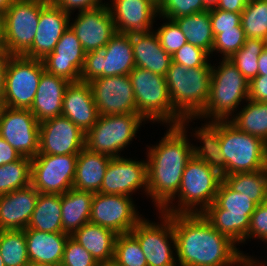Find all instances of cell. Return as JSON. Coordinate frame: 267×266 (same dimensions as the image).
Here are the masks:
<instances>
[{"mask_svg": "<svg viewBox=\"0 0 267 266\" xmlns=\"http://www.w3.org/2000/svg\"><path fill=\"white\" fill-rule=\"evenodd\" d=\"M178 266H246V255L202 214H172Z\"/></svg>", "mask_w": 267, "mask_h": 266, "instance_id": "6da1fadb", "label": "cell"}, {"mask_svg": "<svg viewBox=\"0 0 267 266\" xmlns=\"http://www.w3.org/2000/svg\"><path fill=\"white\" fill-rule=\"evenodd\" d=\"M0 255L5 266L30 263L24 230H0Z\"/></svg>", "mask_w": 267, "mask_h": 266, "instance_id": "8d00e7d4", "label": "cell"}, {"mask_svg": "<svg viewBox=\"0 0 267 266\" xmlns=\"http://www.w3.org/2000/svg\"><path fill=\"white\" fill-rule=\"evenodd\" d=\"M25 266H43V265H39V264H34V263H28Z\"/></svg>", "mask_w": 267, "mask_h": 266, "instance_id": "be15d7a7", "label": "cell"}, {"mask_svg": "<svg viewBox=\"0 0 267 266\" xmlns=\"http://www.w3.org/2000/svg\"><path fill=\"white\" fill-rule=\"evenodd\" d=\"M39 125L29 109L6 106L0 120V136L21 156L32 159L39 149Z\"/></svg>", "mask_w": 267, "mask_h": 266, "instance_id": "e0dca14e", "label": "cell"}, {"mask_svg": "<svg viewBox=\"0 0 267 266\" xmlns=\"http://www.w3.org/2000/svg\"><path fill=\"white\" fill-rule=\"evenodd\" d=\"M111 158L84 147L77 157L73 188L98 193Z\"/></svg>", "mask_w": 267, "mask_h": 266, "instance_id": "f1b7e54d", "label": "cell"}, {"mask_svg": "<svg viewBox=\"0 0 267 266\" xmlns=\"http://www.w3.org/2000/svg\"><path fill=\"white\" fill-rule=\"evenodd\" d=\"M113 260L120 266H148L138 240L130 232L117 235Z\"/></svg>", "mask_w": 267, "mask_h": 266, "instance_id": "60d3db41", "label": "cell"}, {"mask_svg": "<svg viewBox=\"0 0 267 266\" xmlns=\"http://www.w3.org/2000/svg\"><path fill=\"white\" fill-rule=\"evenodd\" d=\"M209 15L214 37L222 30L235 29L241 23V13L212 8Z\"/></svg>", "mask_w": 267, "mask_h": 266, "instance_id": "7dc6e473", "label": "cell"}, {"mask_svg": "<svg viewBox=\"0 0 267 266\" xmlns=\"http://www.w3.org/2000/svg\"><path fill=\"white\" fill-rule=\"evenodd\" d=\"M108 7L118 33L149 32L158 16L157 4L152 0H113Z\"/></svg>", "mask_w": 267, "mask_h": 266, "instance_id": "603a6c76", "label": "cell"}, {"mask_svg": "<svg viewBox=\"0 0 267 266\" xmlns=\"http://www.w3.org/2000/svg\"><path fill=\"white\" fill-rule=\"evenodd\" d=\"M98 266H120V265H118L114 260H112V261H109V262L99 263Z\"/></svg>", "mask_w": 267, "mask_h": 266, "instance_id": "94428289", "label": "cell"}, {"mask_svg": "<svg viewBox=\"0 0 267 266\" xmlns=\"http://www.w3.org/2000/svg\"><path fill=\"white\" fill-rule=\"evenodd\" d=\"M152 1H154L156 4H158L160 0H152Z\"/></svg>", "mask_w": 267, "mask_h": 266, "instance_id": "03108f58", "label": "cell"}, {"mask_svg": "<svg viewBox=\"0 0 267 266\" xmlns=\"http://www.w3.org/2000/svg\"><path fill=\"white\" fill-rule=\"evenodd\" d=\"M117 235L108 228L88 222L71 237L81 244L98 263H102L114 259Z\"/></svg>", "mask_w": 267, "mask_h": 266, "instance_id": "f546056e", "label": "cell"}, {"mask_svg": "<svg viewBox=\"0 0 267 266\" xmlns=\"http://www.w3.org/2000/svg\"><path fill=\"white\" fill-rule=\"evenodd\" d=\"M49 0H16L3 15L1 47L9 55H23L36 35L39 15Z\"/></svg>", "mask_w": 267, "mask_h": 266, "instance_id": "30bf717a", "label": "cell"}, {"mask_svg": "<svg viewBox=\"0 0 267 266\" xmlns=\"http://www.w3.org/2000/svg\"><path fill=\"white\" fill-rule=\"evenodd\" d=\"M188 43L212 54L214 35L212 32L209 10L173 19Z\"/></svg>", "mask_w": 267, "mask_h": 266, "instance_id": "836d02e7", "label": "cell"}, {"mask_svg": "<svg viewBox=\"0 0 267 266\" xmlns=\"http://www.w3.org/2000/svg\"><path fill=\"white\" fill-rule=\"evenodd\" d=\"M221 181L222 176L216 169L192 156L185 166L176 195L179 198L177 201L179 207L166 205L160 212L165 214H201L214 202ZM196 206H199L200 209Z\"/></svg>", "mask_w": 267, "mask_h": 266, "instance_id": "277c9868", "label": "cell"}, {"mask_svg": "<svg viewBox=\"0 0 267 266\" xmlns=\"http://www.w3.org/2000/svg\"><path fill=\"white\" fill-rule=\"evenodd\" d=\"M141 187L147 195V161H136L119 156L110 159L98 193L130 197Z\"/></svg>", "mask_w": 267, "mask_h": 266, "instance_id": "d6986e66", "label": "cell"}, {"mask_svg": "<svg viewBox=\"0 0 267 266\" xmlns=\"http://www.w3.org/2000/svg\"><path fill=\"white\" fill-rule=\"evenodd\" d=\"M256 206L250 198L221 181L214 202L201 214L219 233L238 244L245 242Z\"/></svg>", "mask_w": 267, "mask_h": 266, "instance_id": "5b68a950", "label": "cell"}, {"mask_svg": "<svg viewBox=\"0 0 267 266\" xmlns=\"http://www.w3.org/2000/svg\"><path fill=\"white\" fill-rule=\"evenodd\" d=\"M246 38L267 40V0H251L241 13Z\"/></svg>", "mask_w": 267, "mask_h": 266, "instance_id": "ab89813d", "label": "cell"}, {"mask_svg": "<svg viewBox=\"0 0 267 266\" xmlns=\"http://www.w3.org/2000/svg\"><path fill=\"white\" fill-rule=\"evenodd\" d=\"M85 147V133L70 119L60 115L39 125L37 154L78 155Z\"/></svg>", "mask_w": 267, "mask_h": 266, "instance_id": "ac0fdd59", "label": "cell"}, {"mask_svg": "<svg viewBox=\"0 0 267 266\" xmlns=\"http://www.w3.org/2000/svg\"><path fill=\"white\" fill-rule=\"evenodd\" d=\"M96 259L71 236L68 237L60 266H98Z\"/></svg>", "mask_w": 267, "mask_h": 266, "instance_id": "f6af8a7d", "label": "cell"}, {"mask_svg": "<svg viewBox=\"0 0 267 266\" xmlns=\"http://www.w3.org/2000/svg\"><path fill=\"white\" fill-rule=\"evenodd\" d=\"M246 36L241 23L235 29L222 30L214 37L212 53L217 51L222 54L223 59H229L243 46Z\"/></svg>", "mask_w": 267, "mask_h": 266, "instance_id": "7bdbcfd3", "label": "cell"}, {"mask_svg": "<svg viewBox=\"0 0 267 266\" xmlns=\"http://www.w3.org/2000/svg\"><path fill=\"white\" fill-rule=\"evenodd\" d=\"M249 0H219L216 8L231 11L235 13H242L248 5Z\"/></svg>", "mask_w": 267, "mask_h": 266, "instance_id": "f5cc1de1", "label": "cell"}, {"mask_svg": "<svg viewBox=\"0 0 267 266\" xmlns=\"http://www.w3.org/2000/svg\"><path fill=\"white\" fill-rule=\"evenodd\" d=\"M39 192L32 186L0 196V230H25L30 222Z\"/></svg>", "mask_w": 267, "mask_h": 266, "instance_id": "cb8c5ba5", "label": "cell"}, {"mask_svg": "<svg viewBox=\"0 0 267 266\" xmlns=\"http://www.w3.org/2000/svg\"><path fill=\"white\" fill-rule=\"evenodd\" d=\"M0 266H5L4 262H3L2 258H1V255H0Z\"/></svg>", "mask_w": 267, "mask_h": 266, "instance_id": "e7e4bbea", "label": "cell"}, {"mask_svg": "<svg viewBox=\"0 0 267 266\" xmlns=\"http://www.w3.org/2000/svg\"><path fill=\"white\" fill-rule=\"evenodd\" d=\"M129 78L135 95L137 112L151 122L169 123V126L180 125L183 119L170 101L165 76L149 70L134 67Z\"/></svg>", "mask_w": 267, "mask_h": 266, "instance_id": "ba28073f", "label": "cell"}, {"mask_svg": "<svg viewBox=\"0 0 267 266\" xmlns=\"http://www.w3.org/2000/svg\"><path fill=\"white\" fill-rule=\"evenodd\" d=\"M258 75L267 76V46L262 51L258 60Z\"/></svg>", "mask_w": 267, "mask_h": 266, "instance_id": "11a10c76", "label": "cell"}, {"mask_svg": "<svg viewBox=\"0 0 267 266\" xmlns=\"http://www.w3.org/2000/svg\"><path fill=\"white\" fill-rule=\"evenodd\" d=\"M197 139L201 140L202 146H192L193 156L206 162L220 174L225 170V158L220 146V120L208 121L204 126L195 130Z\"/></svg>", "mask_w": 267, "mask_h": 266, "instance_id": "1f68e13d", "label": "cell"}, {"mask_svg": "<svg viewBox=\"0 0 267 266\" xmlns=\"http://www.w3.org/2000/svg\"><path fill=\"white\" fill-rule=\"evenodd\" d=\"M26 245L30 263L60 266L64 247L70 235L64 232H43L26 228Z\"/></svg>", "mask_w": 267, "mask_h": 266, "instance_id": "484cf974", "label": "cell"}, {"mask_svg": "<svg viewBox=\"0 0 267 266\" xmlns=\"http://www.w3.org/2000/svg\"><path fill=\"white\" fill-rule=\"evenodd\" d=\"M32 159L19 160L0 166V196L31 185Z\"/></svg>", "mask_w": 267, "mask_h": 266, "instance_id": "74e56055", "label": "cell"}, {"mask_svg": "<svg viewBox=\"0 0 267 266\" xmlns=\"http://www.w3.org/2000/svg\"><path fill=\"white\" fill-rule=\"evenodd\" d=\"M27 228L43 232H63L61 195L39 193L36 206Z\"/></svg>", "mask_w": 267, "mask_h": 266, "instance_id": "d6a6232c", "label": "cell"}, {"mask_svg": "<svg viewBox=\"0 0 267 266\" xmlns=\"http://www.w3.org/2000/svg\"><path fill=\"white\" fill-rule=\"evenodd\" d=\"M69 81L48 73H42L34 102L29 109L39 123L62 114L63 98Z\"/></svg>", "mask_w": 267, "mask_h": 266, "instance_id": "4316f807", "label": "cell"}, {"mask_svg": "<svg viewBox=\"0 0 267 266\" xmlns=\"http://www.w3.org/2000/svg\"><path fill=\"white\" fill-rule=\"evenodd\" d=\"M88 83L99 115L139 114L129 75L97 77Z\"/></svg>", "mask_w": 267, "mask_h": 266, "instance_id": "2e32d148", "label": "cell"}, {"mask_svg": "<svg viewBox=\"0 0 267 266\" xmlns=\"http://www.w3.org/2000/svg\"><path fill=\"white\" fill-rule=\"evenodd\" d=\"M22 156L0 136V166L19 160Z\"/></svg>", "mask_w": 267, "mask_h": 266, "instance_id": "816d5d0a", "label": "cell"}, {"mask_svg": "<svg viewBox=\"0 0 267 266\" xmlns=\"http://www.w3.org/2000/svg\"><path fill=\"white\" fill-rule=\"evenodd\" d=\"M267 239V202L256 206L250 218V227L245 241L248 238Z\"/></svg>", "mask_w": 267, "mask_h": 266, "instance_id": "c3c4849f", "label": "cell"}, {"mask_svg": "<svg viewBox=\"0 0 267 266\" xmlns=\"http://www.w3.org/2000/svg\"><path fill=\"white\" fill-rule=\"evenodd\" d=\"M159 213L161 224L151 223L142 218L130 233L138 240L148 266H177V258L171 249V243L173 249L175 248L172 214L160 211Z\"/></svg>", "mask_w": 267, "mask_h": 266, "instance_id": "4fadbf2b", "label": "cell"}, {"mask_svg": "<svg viewBox=\"0 0 267 266\" xmlns=\"http://www.w3.org/2000/svg\"><path fill=\"white\" fill-rule=\"evenodd\" d=\"M70 15L49 0L41 9L32 46L23 56L44 59L53 52L59 39L69 27Z\"/></svg>", "mask_w": 267, "mask_h": 266, "instance_id": "7402d4cb", "label": "cell"}, {"mask_svg": "<svg viewBox=\"0 0 267 266\" xmlns=\"http://www.w3.org/2000/svg\"><path fill=\"white\" fill-rule=\"evenodd\" d=\"M86 52L70 26L65 30L53 52L42 59L45 70L69 82L80 81Z\"/></svg>", "mask_w": 267, "mask_h": 266, "instance_id": "ffe728a7", "label": "cell"}, {"mask_svg": "<svg viewBox=\"0 0 267 266\" xmlns=\"http://www.w3.org/2000/svg\"><path fill=\"white\" fill-rule=\"evenodd\" d=\"M191 119L194 117H184L180 125L170 126L160 142L149 147L147 194L159 211L173 204L185 166L193 156V144L189 143L185 128Z\"/></svg>", "mask_w": 267, "mask_h": 266, "instance_id": "7a4b0ae2", "label": "cell"}, {"mask_svg": "<svg viewBox=\"0 0 267 266\" xmlns=\"http://www.w3.org/2000/svg\"><path fill=\"white\" fill-rule=\"evenodd\" d=\"M168 20V22H167ZM155 33L158 36L161 47L171 56L188 41L174 20L167 19Z\"/></svg>", "mask_w": 267, "mask_h": 266, "instance_id": "ee69618b", "label": "cell"}, {"mask_svg": "<svg viewBox=\"0 0 267 266\" xmlns=\"http://www.w3.org/2000/svg\"><path fill=\"white\" fill-rule=\"evenodd\" d=\"M206 10L203 0H160L157 4L158 15L171 20Z\"/></svg>", "mask_w": 267, "mask_h": 266, "instance_id": "b9f144b4", "label": "cell"}, {"mask_svg": "<svg viewBox=\"0 0 267 266\" xmlns=\"http://www.w3.org/2000/svg\"><path fill=\"white\" fill-rule=\"evenodd\" d=\"M222 181L231 190L250 198L256 205L267 202V169L225 175L222 176Z\"/></svg>", "mask_w": 267, "mask_h": 266, "instance_id": "e575fe53", "label": "cell"}, {"mask_svg": "<svg viewBox=\"0 0 267 266\" xmlns=\"http://www.w3.org/2000/svg\"><path fill=\"white\" fill-rule=\"evenodd\" d=\"M210 56L204 49L186 43L172 56V61L181 64L187 68H196L208 66Z\"/></svg>", "mask_w": 267, "mask_h": 266, "instance_id": "bcb514c9", "label": "cell"}, {"mask_svg": "<svg viewBox=\"0 0 267 266\" xmlns=\"http://www.w3.org/2000/svg\"><path fill=\"white\" fill-rule=\"evenodd\" d=\"M219 0H203L205 7L209 10L212 8H216Z\"/></svg>", "mask_w": 267, "mask_h": 266, "instance_id": "680465c9", "label": "cell"}, {"mask_svg": "<svg viewBox=\"0 0 267 266\" xmlns=\"http://www.w3.org/2000/svg\"><path fill=\"white\" fill-rule=\"evenodd\" d=\"M3 15L0 14V44L2 42V39H3Z\"/></svg>", "mask_w": 267, "mask_h": 266, "instance_id": "91938a15", "label": "cell"}, {"mask_svg": "<svg viewBox=\"0 0 267 266\" xmlns=\"http://www.w3.org/2000/svg\"><path fill=\"white\" fill-rule=\"evenodd\" d=\"M70 119L84 133L97 122L99 113L88 82H70L66 88L62 114Z\"/></svg>", "mask_w": 267, "mask_h": 266, "instance_id": "d4e9b609", "label": "cell"}, {"mask_svg": "<svg viewBox=\"0 0 267 266\" xmlns=\"http://www.w3.org/2000/svg\"><path fill=\"white\" fill-rule=\"evenodd\" d=\"M266 41L260 38H246L243 46L233 54L229 61L250 82L258 76V60L266 47Z\"/></svg>", "mask_w": 267, "mask_h": 266, "instance_id": "f35d334b", "label": "cell"}, {"mask_svg": "<svg viewBox=\"0 0 267 266\" xmlns=\"http://www.w3.org/2000/svg\"><path fill=\"white\" fill-rule=\"evenodd\" d=\"M43 61L23 55H10L7 61L3 101L10 108L30 109L37 92Z\"/></svg>", "mask_w": 267, "mask_h": 266, "instance_id": "7c38bea8", "label": "cell"}, {"mask_svg": "<svg viewBox=\"0 0 267 266\" xmlns=\"http://www.w3.org/2000/svg\"><path fill=\"white\" fill-rule=\"evenodd\" d=\"M217 67L212 66L207 105L196 118L228 120L240 102L248 100L249 82L233 63L222 59Z\"/></svg>", "mask_w": 267, "mask_h": 266, "instance_id": "8992f818", "label": "cell"}, {"mask_svg": "<svg viewBox=\"0 0 267 266\" xmlns=\"http://www.w3.org/2000/svg\"><path fill=\"white\" fill-rule=\"evenodd\" d=\"M131 43L135 67L166 76L172 62V56L161 47L154 30L144 33H132Z\"/></svg>", "mask_w": 267, "mask_h": 266, "instance_id": "83f0119b", "label": "cell"}, {"mask_svg": "<svg viewBox=\"0 0 267 266\" xmlns=\"http://www.w3.org/2000/svg\"><path fill=\"white\" fill-rule=\"evenodd\" d=\"M220 146L225 158L221 176L267 169V143L220 120Z\"/></svg>", "mask_w": 267, "mask_h": 266, "instance_id": "52a82bcc", "label": "cell"}, {"mask_svg": "<svg viewBox=\"0 0 267 266\" xmlns=\"http://www.w3.org/2000/svg\"><path fill=\"white\" fill-rule=\"evenodd\" d=\"M16 0H0V14L4 15Z\"/></svg>", "mask_w": 267, "mask_h": 266, "instance_id": "9f6ffc18", "label": "cell"}, {"mask_svg": "<svg viewBox=\"0 0 267 266\" xmlns=\"http://www.w3.org/2000/svg\"><path fill=\"white\" fill-rule=\"evenodd\" d=\"M94 192L74 188L61 194V219L63 232L72 235L89 222Z\"/></svg>", "mask_w": 267, "mask_h": 266, "instance_id": "4dcf8cb0", "label": "cell"}, {"mask_svg": "<svg viewBox=\"0 0 267 266\" xmlns=\"http://www.w3.org/2000/svg\"><path fill=\"white\" fill-rule=\"evenodd\" d=\"M132 197L95 193L91 204L89 222L114 231L129 233L142 219L135 210Z\"/></svg>", "mask_w": 267, "mask_h": 266, "instance_id": "9a60e30c", "label": "cell"}, {"mask_svg": "<svg viewBox=\"0 0 267 266\" xmlns=\"http://www.w3.org/2000/svg\"><path fill=\"white\" fill-rule=\"evenodd\" d=\"M77 157L37 154L31 163V185L39 193L64 194L73 188Z\"/></svg>", "mask_w": 267, "mask_h": 266, "instance_id": "5bb4252c", "label": "cell"}, {"mask_svg": "<svg viewBox=\"0 0 267 266\" xmlns=\"http://www.w3.org/2000/svg\"><path fill=\"white\" fill-rule=\"evenodd\" d=\"M248 99L267 102V76L258 75L249 82Z\"/></svg>", "mask_w": 267, "mask_h": 266, "instance_id": "f907efd6", "label": "cell"}, {"mask_svg": "<svg viewBox=\"0 0 267 266\" xmlns=\"http://www.w3.org/2000/svg\"><path fill=\"white\" fill-rule=\"evenodd\" d=\"M247 102L248 104L228 121L238 130L258 137L267 143V102L250 99Z\"/></svg>", "mask_w": 267, "mask_h": 266, "instance_id": "d590c367", "label": "cell"}, {"mask_svg": "<svg viewBox=\"0 0 267 266\" xmlns=\"http://www.w3.org/2000/svg\"><path fill=\"white\" fill-rule=\"evenodd\" d=\"M144 121L140 114L99 115L85 133V147L112 158L119 157L118 153L130 144Z\"/></svg>", "mask_w": 267, "mask_h": 266, "instance_id": "9c48e42d", "label": "cell"}, {"mask_svg": "<svg viewBox=\"0 0 267 266\" xmlns=\"http://www.w3.org/2000/svg\"><path fill=\"white\" fill-rule=\"evenodd\" d=\"M56 6L71 16L72 10L79 12L91 10L104 5L102 0H51Z\"/></svg>", "mask_w": 267, "mask_h": 266, "instance_id": "681fc988", "label": "cell"}, {"mask_svg": "<svg viewBox=\"0 0 267 266\" xmlns=\"http://www.w3.org/2000/svg\"><path fill=\"white\" fill-rule=\"evenodd\" d=\"M212 65L187 68L171 62L165 79L173 109L182 117L196 118L207 105Z\"/></svg>", "mask_w": 267, "mask_h": 266, "instance_id": "3957f363", "label": "cell"}, {"mask_svg": "<svg viewBox=\"0 0 267 266\" xmlns=\"http://www.w3.org/2000/svg\"><path fill=\"white\" fill-rule=\"evenodd\" d=\"M9 56L3 48L0 49V99H3L5 92L6 68Z\"/></svg>", "mask_w": 267, "mask_h": 266, "instance_id": "db71d44e", "label": "cell"}, {"mask_svg": "<svg viewBox=\"0 0 267 266\" xmlns=\"http://www.w3.org/2000/svg\"><path fill=\"white\" fill-rule=\"evenodd\" d=\"M246 266H266L262 261L259 263L250 256H246Z\"/></svg>", "mask_w": 267, "mask_h": 266, "instance_id": "6f0895ef", "label": "cell"}, {"mask_svg": "<svg viewBox=\"0 0 267 266\" xmlns=\"http://www.w3.org/2000/svg\"><path fill=\"white\" fill-rule=\"evenodd\" d=\"M5 107H6L5 102L3 101V99H0V120H1Z\"/></svg>", "mask_w": 267, "mask_h": 266, "instance_id": "6125c7cd", "label": "cell"}, {"mask_svg": "<svg viewBox=\"0 0 267 266\" xmlns=\"http://www.w3.org/2000/svg\"><path fill=\"white\" fill-rule=\"evenodd\" d=\"M69 26L86 53L105 46L117 33L112 14L105 3L100 7L79 12L78 17Z\"/></svg>", "mask_w": 267, "mask_h": 266, "instance_id": "44dd1931", "label": "cell"}, {"mask_svg": "<svg viewBox=\"0 0 267 266\" xmlns=\"http://www.w3.org/2000/svg\"><path fill=\"white\" fill-rule=\"evenodd\" d=\"M134 67L131 34L117 32L105 46L86 53L80 81L129 75Z\"/></svg>", "mask_w": 267, "mask_h": 266, "instance_id": "8fae6325", "label": "cell"}]
</instances>
